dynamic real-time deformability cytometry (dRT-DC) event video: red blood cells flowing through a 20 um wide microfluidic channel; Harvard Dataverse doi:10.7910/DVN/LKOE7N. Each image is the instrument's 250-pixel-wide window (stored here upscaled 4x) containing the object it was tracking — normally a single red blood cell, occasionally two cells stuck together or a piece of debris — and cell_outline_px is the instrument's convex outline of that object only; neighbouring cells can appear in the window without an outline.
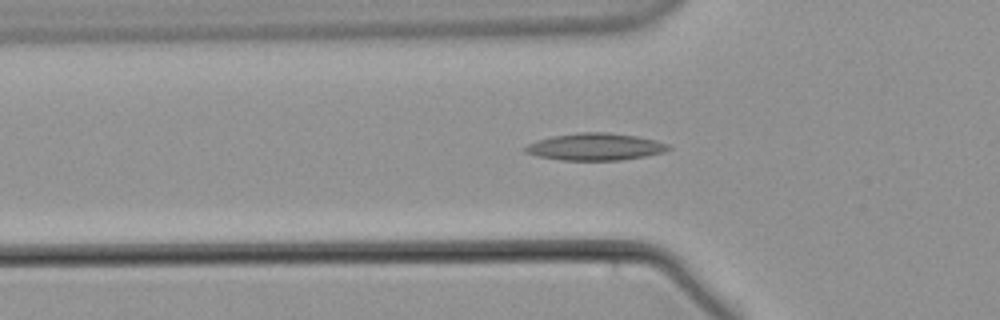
{"species": "common noctule bat (a hibernating species)", "species_latin": "Nyctalus noctula", "temperature_condition": "warm", "stored_images_in_passage": 57, "camera_frame_rate_fps": 3000, "um_per_image_px": 0.085, "animal": {"sex": "male", "body_mass_g": 21.5, "forearm_length_mm": 52.0}, "frame": {"image": 1, "passage_image": 19, "time_ms": 6.0, "image_size_px": [1000, 320], "cell_outline_px": [[672, 148], [664, 152], [644, 156], [620, 160], [560, 160], [536, 156], [524, 152], [524, 148], [528, 144], [536, 140], [552, 136], [580, 132], [608, 132], [636, 136], [656, 140], [668, 144]], "centroid_in_image_um": [50.58, 12.47], "position_along_channel_um": 75.2, "area_um2": 22.66}}
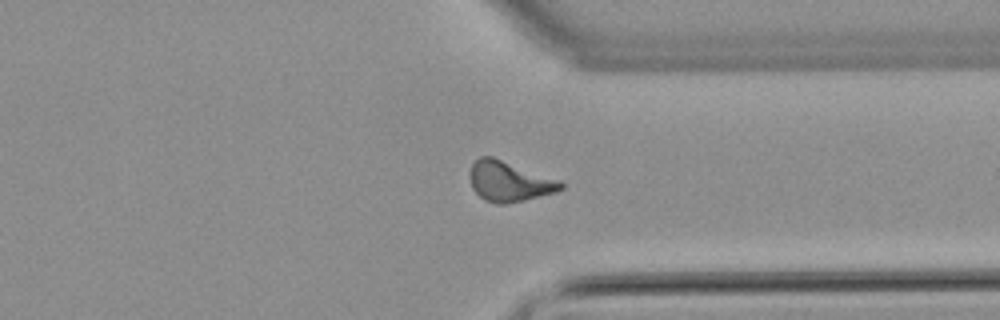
{"frame": {"image": 2, "passage_image": 43, "time_ms": 14.0, "image_size_px": [1000, 320], "cell_outline_px": [[564, 188], [556, 192], [524, 200], [504, 204], [496, 204], [484, 200], [472, 188], [472, 164], [480, 156], [492, 156], [560, 180], [564, 184]], "centroid_in_image_um": [43.32, 15.43], "position_along_channel_um": 368.1, "area_um2": 21.04}}
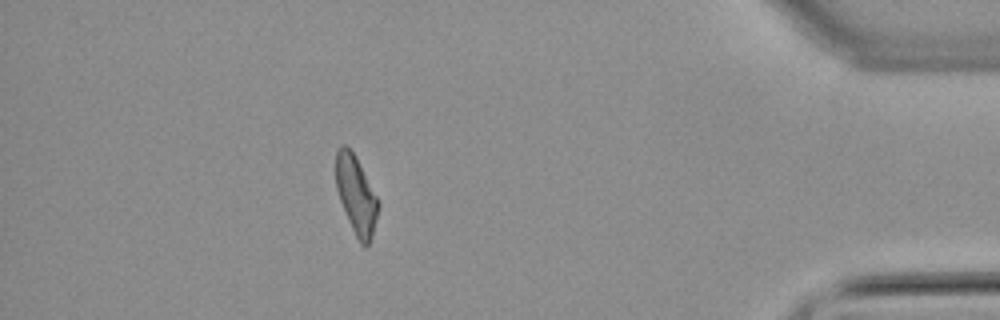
{"frame": {"image": 3, "passage_image": 50, "time_ms": 16.333, "image_size_px": [1000, 320], "cell_outline_px": [[380, 208], [372, 236], [368, 244], [364, 248], [360, 244], [348, 220], [340, 200], [336, 188], [336, 152], [344, 144], [356, 156], [380, 200]], "centroid_in_image_um": [30.31, 16.6], "position_along_channel_um": 404.9, "area_um2": 19.42}}